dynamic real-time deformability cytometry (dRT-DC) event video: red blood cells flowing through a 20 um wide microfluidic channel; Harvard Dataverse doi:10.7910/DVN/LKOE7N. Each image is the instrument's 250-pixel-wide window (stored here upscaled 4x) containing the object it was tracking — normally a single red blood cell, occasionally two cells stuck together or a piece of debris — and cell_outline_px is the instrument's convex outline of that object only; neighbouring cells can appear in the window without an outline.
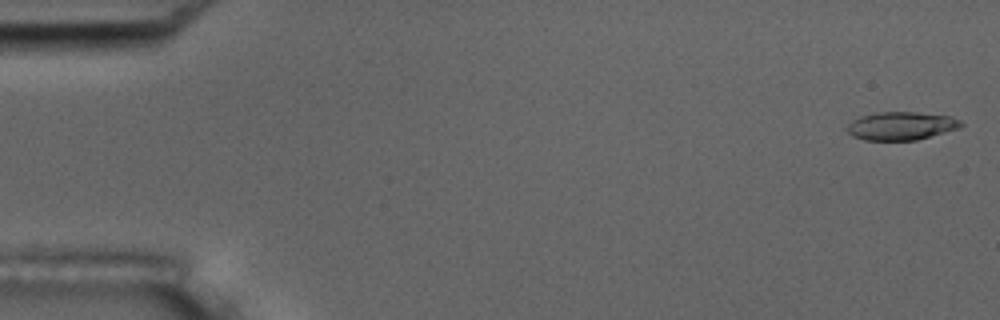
{"species": "common noctule bat (a hibernating species)", "species_latin": "Nyctalus noctula", "temperature_condition": "room temperature", "stored_images_in_passage": 5, "camera_frame_rate_fps": 3000, "um_per_image_px": 0.085, "animal": {"sex": "male", "body_mass_g": 17.5, "forearm_length_mm": 52.3}, "frame": {"image": 1, "passage_image": 1, "time_ms": 0.0, "image_size_px": [1000, 320], "cell_outline_px": [[964, 124], [960, 128], [916, 140], [864, 140], [852, 136], [844, 128], [852, 120], [860, 116], [880, 112], [916, 112], [952, 116], [960, 120]], "centroid_in_image_um": [76.59, 10.7], "position_along_channel_um": 8.4, "area_um2": 18.84}}
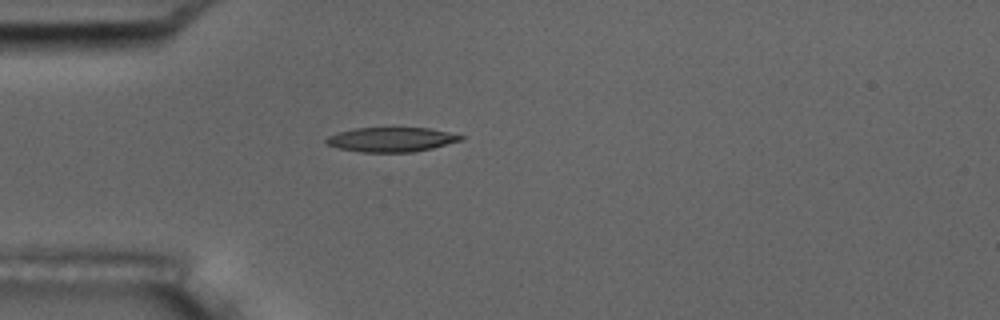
{"frame": {"image": 2, "passage_image": 5, "time_ms": 4.667, "image_size_px": [1000, 320], "cell_outline_px": [[464, 140], [432, 148], [412, 152], [360, 152], [340, 148], [328, 144], [324, 140], [328, 136], [336, 132], [356, 128], [428, 128], [448, 132], [464, 136]], "centroid_in_image_um": [33.27, 11.86], "position_along_channel_um": 51.7, "area_um2": 19.13}}